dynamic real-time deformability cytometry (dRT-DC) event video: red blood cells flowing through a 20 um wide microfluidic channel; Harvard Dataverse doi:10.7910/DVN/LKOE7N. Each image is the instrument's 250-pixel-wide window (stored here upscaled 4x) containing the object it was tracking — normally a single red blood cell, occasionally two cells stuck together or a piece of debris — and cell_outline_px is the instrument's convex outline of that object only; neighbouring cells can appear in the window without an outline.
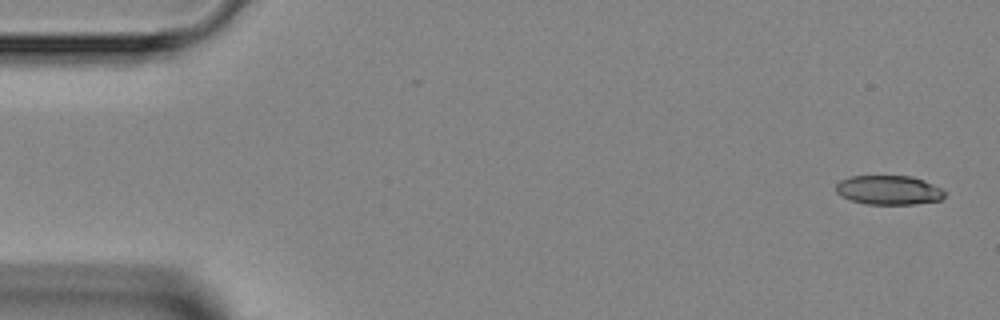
{"species": "Egyptian fruit bat (a non-hibernating species)", "species_latin": "Rousettus aegyptiacus", "temperature_condition": "room temperature", "stored_images_in_passage": 3, "camera_frame_rate_fps": 3000, "um_per_image_px": 0.085, "animal": {"sex": "female"}, "frame": {"image": 1, "passage_image": 1, "time_ms": 0.0, "image_size_px": [1000, 320], "cell_outline_px": [[944, 196], [940, 200], [916, 204], [864, 204], [840, 196], [836, 192], [836, 184], [840, 180], [852, 176], [912, 176], [924, 180], [944, 188]], "centroid_in_image_um": [75.56, 16.15], "position_along_channel_um": 9.4, "area_um2": 18.67}}
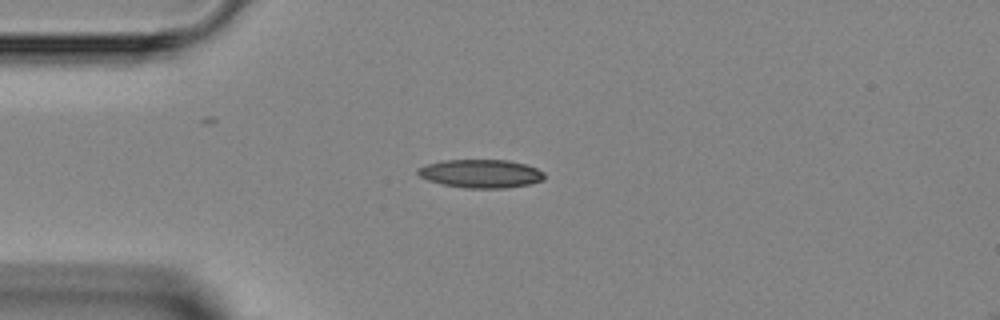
{"frame": {"image": 2, "passage_image": 3, "time_ms": 3.333, "image_size_px": [1000, 320], "cell_outline_px": [[544, 180], [528, 184], [504, 188], [464, 188], [440, 184], [428, 180], [420, 176], [416, 172], [416, 168], [424, 164], [444, 160], [508, 160], [524, 164], [536, 168], [544, 172]], "centroid_in_image_um": [40.82, 14.75], "position_along_channel_um": 44.2, "area_um2": 21.04}}